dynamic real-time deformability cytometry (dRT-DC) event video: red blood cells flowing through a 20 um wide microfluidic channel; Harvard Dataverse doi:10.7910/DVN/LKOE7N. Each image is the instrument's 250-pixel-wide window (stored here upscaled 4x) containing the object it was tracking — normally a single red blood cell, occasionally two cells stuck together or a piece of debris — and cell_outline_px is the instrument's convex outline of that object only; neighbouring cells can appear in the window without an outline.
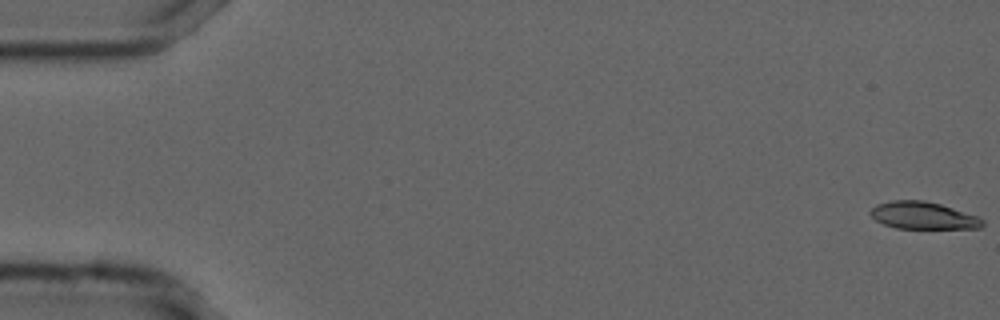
{"species": "common noctule bat (a hibernating species)", "species_latin": "Nyctalus noctula", "temperature_condition": "cold", "stored_images_in_passage": 55, "camera_frame_rate_fps": 3000, "um_per_image_px": 0.085, "animal": {"sex": "male", "forearm_length_mm": 52.5}, "frame": {"image": 1, "passage_image": 1, "time_ms": 0.0, "image_size_px": [1000, 320], "cell_outline_px": [[984, 224], [980, 228], [896, 228], [884, 224], [876, 220], [868, 212], [876, 204], [892, 200], [924, 200], [940, 204], [980, 216], [984, 220]], "centroid_in_image_um": [78.48, 18.31], "position_along_channel_um": 6.5, "area_um2": 17.86}}
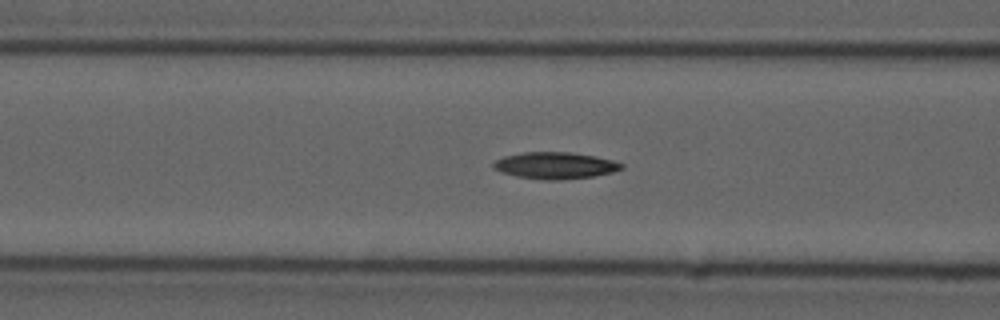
{"frame": {"image": 2, "passage_image": 22, "time_ms": 7.0, "image_size_px": [1000, 320], "cell_outline_px": [[624, 168], [612, 172], [592, 176], [560, 180], [544, 180], [516, 176], [500, 172], [492, 168], [492, 164], [496, 160], [504, 156], [524, 152], [568, 152], [596, 156], [612, 160], [624, 164]], "centroid_in_image_um": [47.17, 14.07], "position_along_channel_um": 119.4, "area_um2": 19.94}}
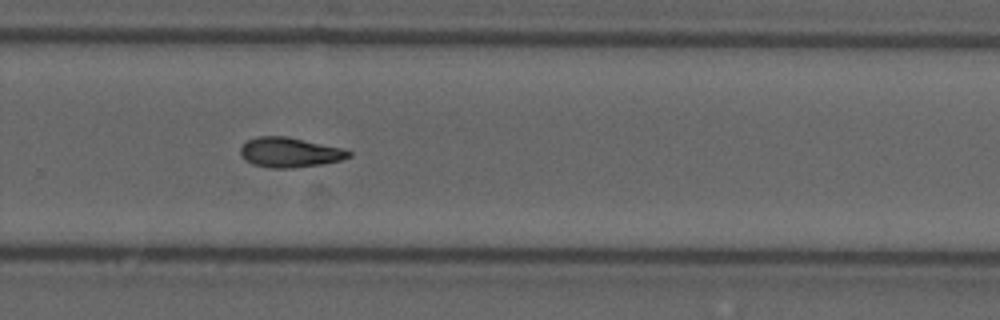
{"frame": {"image": 3, "passage_image": 37, "time_ms": 12.0, "image_size_px": [1000, 320], "cell_outline_px": [[352, 156], [340, 160], [324, 164], [292, 168], [268, 168], [252, 164], [244, 160], [240, 152], [240, 148], [248, 140], [256, 136], [288, 136], [340, 148], [352, 152]], "centroid_in_image_um": [24.6, 12.96], "position_along_channel_um": 305.2, "area_um2": 18.9}, "authors_computed_cell_mechanics": {"area_um2": 18.7272, "velocity_mm_per_s": 3.725, "shape_relaxation_time_tau1_ms": 4.9494, "shape_relaxation_time_tau2_ms": null, "deformation_change_tau1": 0.139, "deformation_change_tau2": null}}